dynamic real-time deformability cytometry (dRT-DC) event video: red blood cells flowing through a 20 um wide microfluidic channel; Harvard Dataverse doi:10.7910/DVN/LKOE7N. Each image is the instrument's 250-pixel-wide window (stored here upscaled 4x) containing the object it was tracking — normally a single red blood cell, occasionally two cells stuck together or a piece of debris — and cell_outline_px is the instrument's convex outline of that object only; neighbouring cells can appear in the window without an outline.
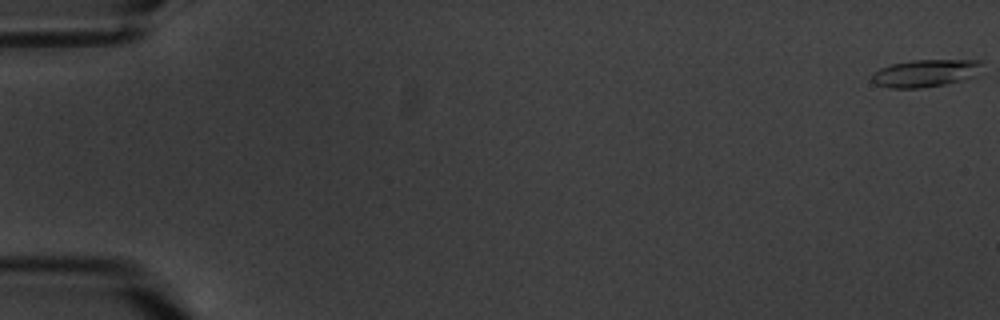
{"species": "common noctule bat (a hibernating species)", "species_latin": "Nyctalus noctula", "temperature_condition": "warm", "stored_images_in_passage": 3, "camera_frame_rate_fps": 3000, "um_per_image_px": 0.085, "animal": {"sex": "male", "body_mass_g": 20.1, "forearm_length_mm": 53.5}, "frame": {"image": 1, "passage_image": 1, "time_ms": 0.0, "image_size_px": [1000, 320], "cell_outline_px": [[984, 60], [976, 76], [944, 84], [920, 88], [888, 88], [876, 84], [872, 80], [872, 72], [880, 68], [892, 64], [912, 60]], "centroid_in_image_um": [78.64, 6.21], "position_along_channel_um": 6.4, "area_um2": 17.57}}